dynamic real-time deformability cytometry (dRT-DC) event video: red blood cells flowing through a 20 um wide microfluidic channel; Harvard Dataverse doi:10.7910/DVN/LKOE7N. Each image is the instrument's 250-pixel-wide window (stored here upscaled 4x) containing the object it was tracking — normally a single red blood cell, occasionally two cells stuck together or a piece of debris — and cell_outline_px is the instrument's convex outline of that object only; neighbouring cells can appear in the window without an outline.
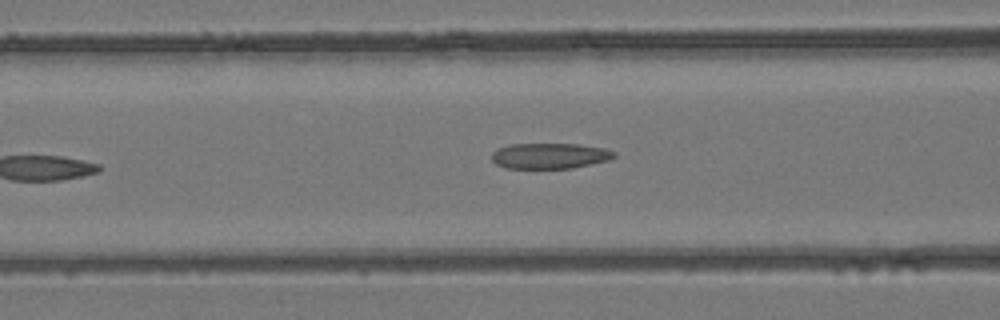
{"species": "common noctule bat (a hibernating species)", "species_latin": "Nyctalus noctula", "temperature_condition": "room temperature", "stored_images_in_passage": 6, "camera_frame_rate_fps": 3000, "um_per_image_px": 0.085, "animal": {"sex": "female", "body_mass_g": 24.6, "forearm_length_mm": 56.2}, "frame": {"image": 1, "passage_image": 6, "time_ms": 1.667, "image_size_px": [1000, 320], "cell_outline_px": [[616, 156], [612, 160], [572, 168], [504, 168], [496, 164], [492, 160], [492, 152], [508, 144], [576, 144], [604, 148], [616, 152]], "centroid_in_image_um": [46.76, 13.25], "position_along_channel_um": 119.8, "area_um2": 18.38}}